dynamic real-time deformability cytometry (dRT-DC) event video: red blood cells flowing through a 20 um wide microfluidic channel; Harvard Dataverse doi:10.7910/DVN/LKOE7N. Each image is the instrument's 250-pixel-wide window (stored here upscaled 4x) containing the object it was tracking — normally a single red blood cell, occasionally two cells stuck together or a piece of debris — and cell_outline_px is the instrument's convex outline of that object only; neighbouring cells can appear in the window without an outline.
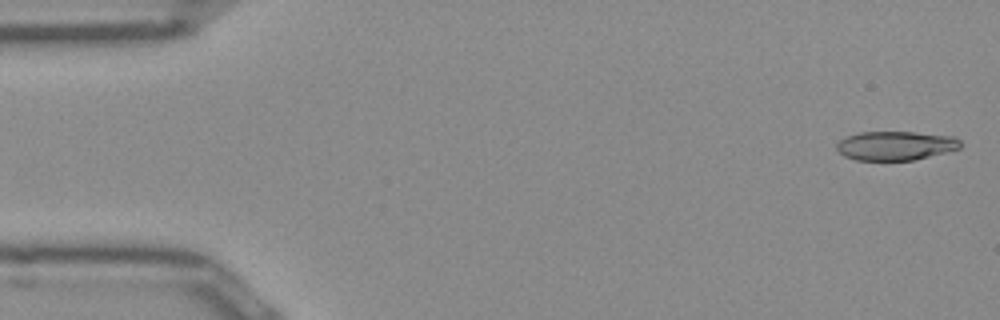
{"species": "Egyptian fruit bat (a non-hibernating species)", "species_latin": "Rousettus aegyptiacus", "temperature_condition": "room temperature", "stored_images_in_passage": 50, "camera_frame_rate_fps": 3000, "um_per_image_px": 0.085, "frame": {"image": 1, "passage_image": 1, "time_ms": 0.0, "image_size_px": [1000, 320], "cell_outline_px": [[960, 148], [912, 160], [856, 160], [844, 156], [836, 148], [836, 144], [840, 140], [848, 136], [860, 132], [912, 132], [956, 136], [960, 140]], "centroid_in_image_um": [76.11, 12.37], "position_along_channel_um": 8.9, "area_um2": 20.75}}
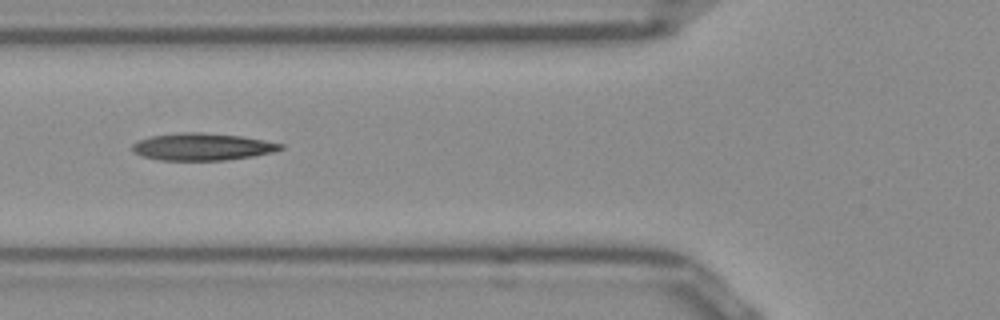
{"frame": {"image": 2, "passage_image": 18, "time_ms": 5.667, "image_size_px": [1000, 320], "cell_outline_px": [[284, 148], [272, 152], [252, 156], [224, 160], [160, 160], [144, 156], [132, 152], [132, 144], [140, 140], [152, 136], [180, 132], [204, 132], [240, 136], [264, 140], [284, 144]], "centroid_in_image_um": [17.2, 12.47], "position_along_channel_um": 108.6, "area_um2": 23.35}}
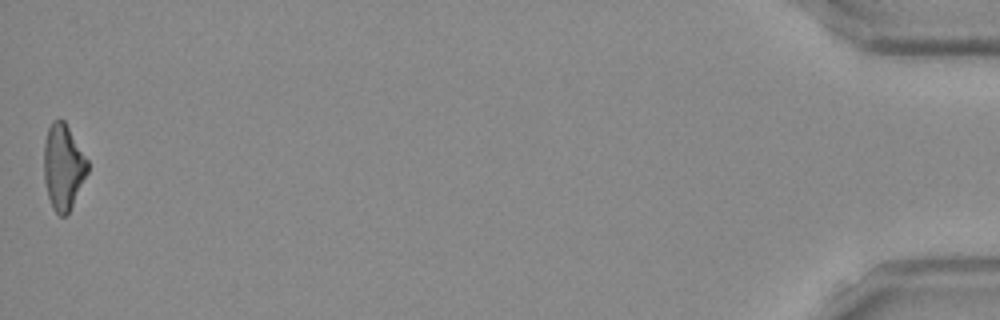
{"frame": {"image": 3, "passage_image": 50, "time_ms": 16.333, "image_size_px": [1000, 320], "cell_outline_px": [[88, 172], [68, 212], [64, 216], [60, 216], [52, 208], [48, 196], [44, 180], [44, 144], [48, 128], [52, 120], [60, 116], [64, 120], [88, 160]], "centroid_in_image_um": [5.36, 14.14], "position_along_channel_um": 429.8, "area_um2": 21.68}, "authors_computed_cell_mechanics": {"area_um2": 22.6287, "velocity_mm_per_s": 3.9577, "shape_relaxation_time_tau1_ms": null, "shape_relaxation_time_tau2_ms": 6.2736, "deformation_change_tau1": null, "deformation_change_tau2": 0.2027}}